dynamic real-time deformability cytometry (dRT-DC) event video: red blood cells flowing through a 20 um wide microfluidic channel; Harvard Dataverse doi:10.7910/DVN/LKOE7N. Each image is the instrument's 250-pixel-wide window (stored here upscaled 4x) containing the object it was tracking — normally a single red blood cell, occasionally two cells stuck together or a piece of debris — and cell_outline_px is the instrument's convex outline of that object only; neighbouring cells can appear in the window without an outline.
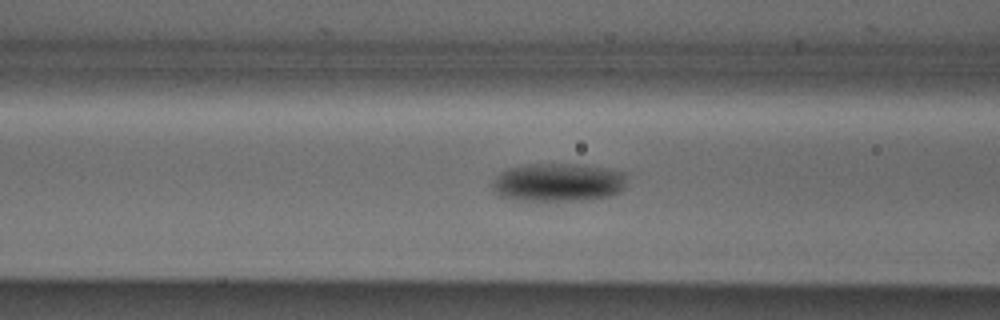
{"species": "Egyptian fruit bat (a non-hibernating species)", "species_latin": "Rousettus aegyptiacus", "temperature_condition": "cold", "stored_images_in_passage": 33, "camera_frame_rate_fps": 3000, "um_per_image_px": 0.085, "animal": {"sex": "male"}, "frame": {"image": 1, "passage_image": 10, "time_ms": 3.0, "image_size_px": [1000, 320], "cell_outline_px": [[624, 188], [620, 192], [612, 196], [584, 200], [516, 200], [500, 196], [492, 192], [492, 184], [496, 176], [500, 172], [508, 168], [524, 164], [576, 164], [624, 172]], "centroid_in_image_um": [47.38, 15.51], "position_along_channel_um": 119.2, "area_um2": 30.0}}
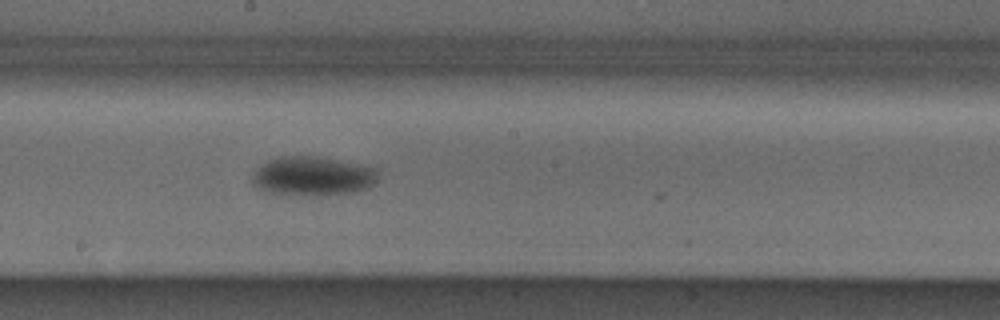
{"frame": {"image": 2, "passage_image": 18, "time_ms": 5.667, "image_size_px": [1000, 320], "cell_outline_px": [[376, 180], [368, 188], [352, 192], [316, 196], [308, 196], [272, 192], [260, 188], [252, 184], [252, 176], [256, 168], [268, 160], [276, 156], [320, 156], [360, 164], [376, 168]], "centroid_in_image_um": [26.56, 14.95], "position_along_channel_um": 221.6, "area_um2": 28.73}}
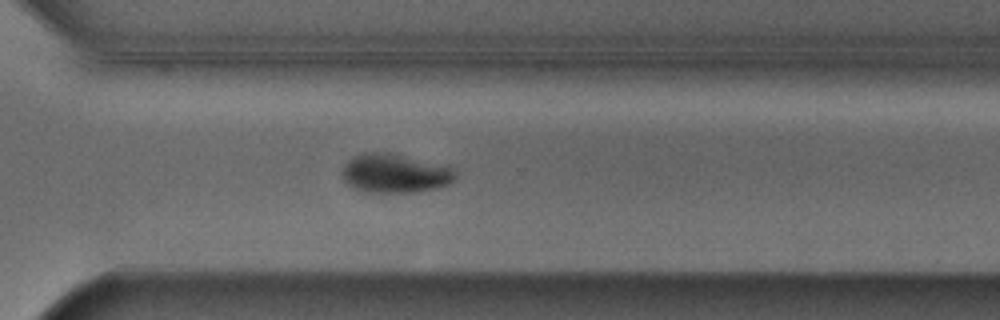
{"frame": {"image": 3, "passage_image": 27, "time_ms": 8.667, "image_size_px": [1000, 320], "cell_outline_px": [[456, 176], [448, 184], [440, 188], [416, 192], [364, 192], [352, 188], [344, 180], [340, 172], [344, 164], [348, 160], [364, 152], [384, 152], [452, 168], [456, 172]], "centroid_in_image_um": [33.5, 14.77], "position_along_channel_um": 337.1, "area_um2": 25.37}}